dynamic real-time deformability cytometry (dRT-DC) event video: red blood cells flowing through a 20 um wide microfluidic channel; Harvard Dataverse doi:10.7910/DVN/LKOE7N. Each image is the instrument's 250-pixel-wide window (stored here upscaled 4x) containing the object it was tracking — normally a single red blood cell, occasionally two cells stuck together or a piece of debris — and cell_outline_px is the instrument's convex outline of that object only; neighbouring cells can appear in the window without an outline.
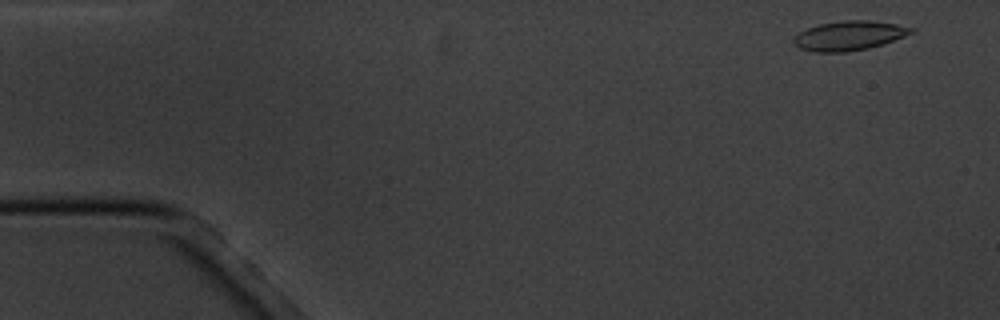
{"species": "common noctule bat (a hibernating species)", "species_latin": "Nyctalus noctula", "temperature_condition": "cold", "stored_images_in_passage": 5, "camera_frame_rate_fps": 3000, "um_per_image_px": 0.085, "animal": {"sex": "male", "body_mass_g": 20.1, "forearm_length_mm": 53.5}, "frame": {"image": 1, "passage_image": 1, "time_ms": 0.0, "image_size_px": [1000, 320], "cell_outline_px": [[916, 32], [884, 44], [868, 48], [844, 52], [812, 52], [800, 48], [792, 44], [792, 40], [800, 32], [808, 28], [820, 24], [844, 20], [868, 20], [896, 24], [916, 28]], "centroid_in_image_um": [72.21, 3.03], "position_along_channel_um": 12.8, "area_um2": 20.23}}
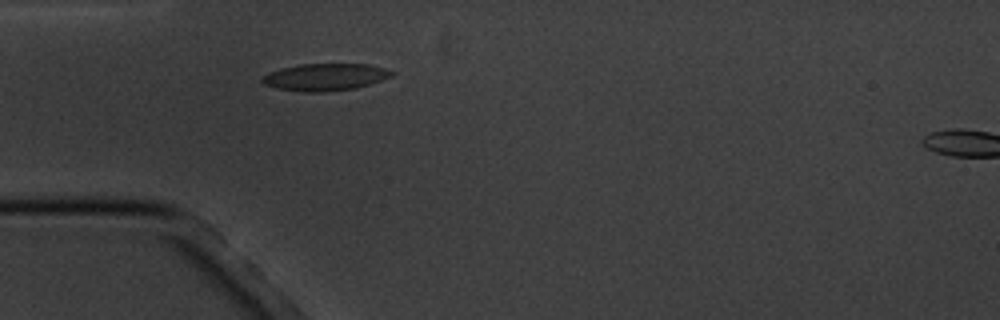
{"frame": {"image": 2, "passage_image": 4, "time_ms": 4.333, "image_size_px": [1000, 320], "cell_outline_px": [[396, 72], [392, 76], [356, 88], [328, 92], [304, 92], [276, 88], [264, 84], [260, 80], [268, 72], [280, 68], [300, 64], [368, 64], [384, 68]], "centroid_in_image_um": [27.62, 6.55], "position_along_channel_um": 57.4, "area_um2": 20.52}}